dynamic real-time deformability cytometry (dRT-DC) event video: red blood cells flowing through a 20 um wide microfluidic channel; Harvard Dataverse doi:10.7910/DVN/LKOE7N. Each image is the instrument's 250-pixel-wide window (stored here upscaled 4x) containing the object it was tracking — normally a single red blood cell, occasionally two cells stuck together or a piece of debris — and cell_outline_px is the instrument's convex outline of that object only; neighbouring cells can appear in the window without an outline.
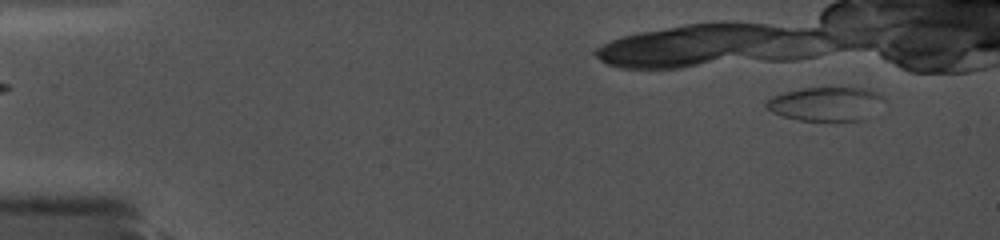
{"species": "common noctule bat (a hibernating species)", "species_latin": "Nyctalus noctula", "temperature_condition": "cold", "stored_images_in_passage": 10, "camera_frame_rate_fps": 5000, "um_per_image_px": 0.085, "animal": {"sex": "female", "body_mass_g": 19.0, "forearm_length_mm": 56.7}, "frame": {"image": 1, "passage_image": 4, "time_ms": 1.0, "image_size_px": [1000, 240], "cell_outline_px": [[880, 100], [864, 120], [800, 120], [784, 116], [772, 112], [764, 104], [772, 96], [784, 92], [804, 88], [868, 88], [876, 92], [880, 96]], "centroid_in_image_um": [70.11, 8.82], "position_along_channel_um": 14.9, "area_um2": 22.43}}